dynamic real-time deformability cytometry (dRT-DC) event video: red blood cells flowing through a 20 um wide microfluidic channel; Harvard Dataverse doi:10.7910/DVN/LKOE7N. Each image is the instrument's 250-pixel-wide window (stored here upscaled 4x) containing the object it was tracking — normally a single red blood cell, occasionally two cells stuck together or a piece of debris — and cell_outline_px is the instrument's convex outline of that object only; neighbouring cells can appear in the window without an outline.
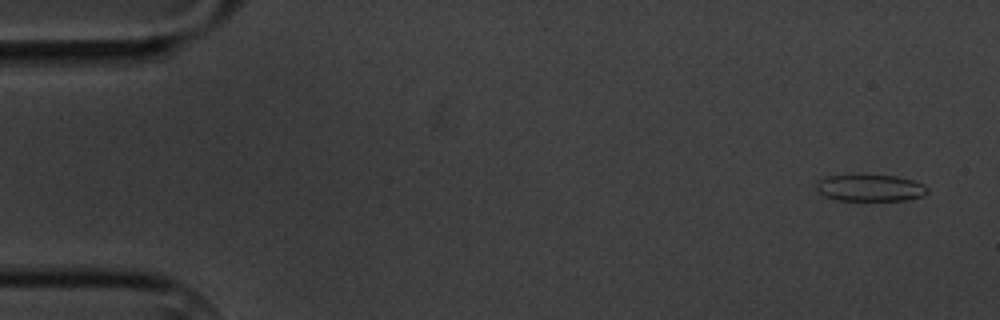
{"species": "common noctule bat (a hibernating species)", "species_latin": "Nyctalus noctula", "temperature_condition": "cold", "stored_images_in_passage": 5, "camera_frame_rate_fps": 3000, "um_per_image_px": 0.085, "animal": {"sex": "male", "body_mass_g": 20.1, "forearm_length_mm": 53.5}, "frame": {"image": 1, "passage_image": 1, "time_ms": 0.0, "image_size_px": [1000, 320], "cell_outline_px": [[928, 192], [924, 196], [904, 200], [836, 200], [824, 196], [816, 188], [816, 180], [828, 176], [860, 172], [896, 176], [912, 180], [924, 184], [928, 188]], "centroid_in_image_um": [73.93, 15.92], "position_along_channel_um": 11.1, "area_um2": 18.09}}
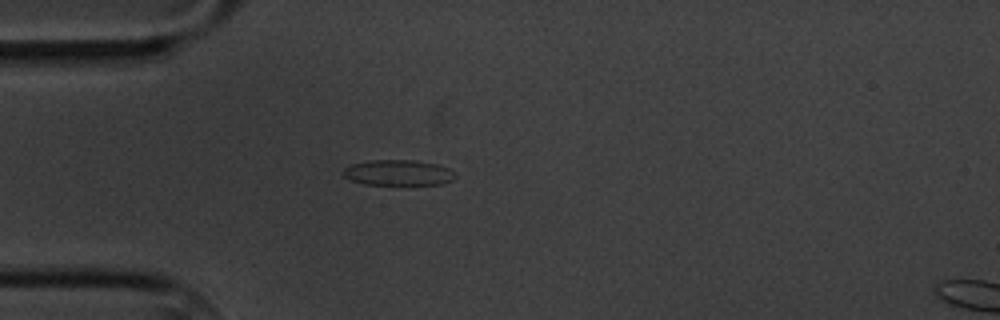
{"frame": {"image": 2, "passage_image": 4, "time_ms": 4.333, "image_size_px": [1000, 320], "cell_outline_px": [[456, 176], [452, 180], [440, 184], [364, 184], [352, 180], [344, 176], [340, 172], [344, 168], [352, 164], [372, 160], [416, 160], [436, 164], [448, 168], [456, 172]], "centroid_in_image_um": [33.85, 14.67], "position_along_channel_um": 51.1, "area_um2": 16.65}}